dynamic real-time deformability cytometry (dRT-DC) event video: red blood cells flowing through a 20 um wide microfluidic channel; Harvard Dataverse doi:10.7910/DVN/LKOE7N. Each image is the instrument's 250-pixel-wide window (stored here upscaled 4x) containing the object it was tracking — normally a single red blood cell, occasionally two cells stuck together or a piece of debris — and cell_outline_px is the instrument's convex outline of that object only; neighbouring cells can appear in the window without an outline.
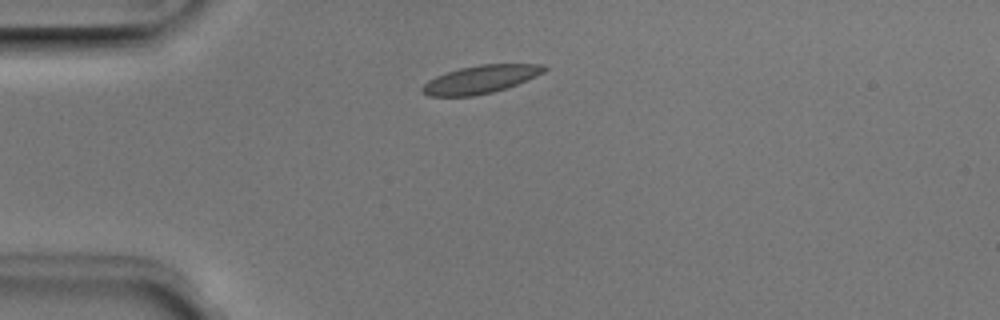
{"species": "Egyptian fruit bat (a non-hibernating species)", "species_latin": "Rousettus aegyptiacus", "temperature_condition": "room temperature", "stored_images_in_passage": 39, "camera_frame_rate_fps": 3000, "um_per_image_px": 0.085, "animal": {"sex": "male"}, "frame": {"image": 1, "passage_image": 1, "time_ms": 0.0, "image_size_px": [1000, 320], "cell_outline_px": [[548, 68], [544, 72], [536, 76], [516, 84], [492, 92], [472, 96], [428, 96], [420, 92], [420, 88], [428, 80], [436, 76], [460, 68], [480, 64], [544, 64]], "centroid_in_image_um": [40.82, 6.74], "position_along_channel_um": 44.2, "area_um2": 19.77}}
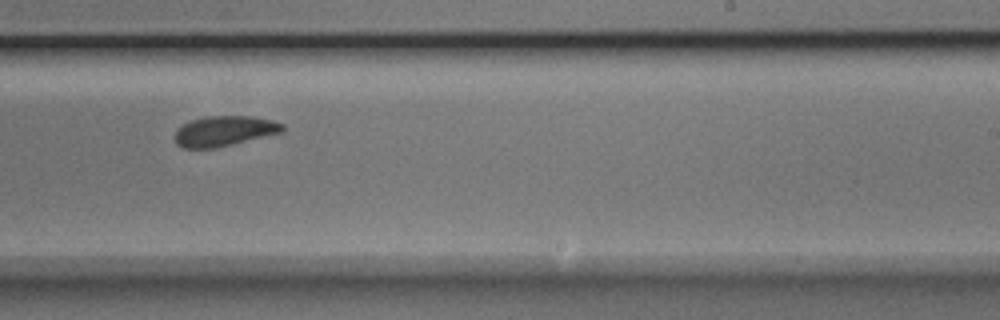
{"frame": {"image": 2, "passage_image": 20, "time_ms": 6.333, "image_size_px": [1000, 320], "cell_outline_px": [[284, 132], [232, 144], [212, 148], [184, 148], [176, 144], [176, 132], [184, 124], [192, 120], [208, 116], [252, 116], [272, 120], [284, 124]], "centroid_in_image_um": [19.12, 11.13], "position_along_channel_um": 269.9, "area_um2": 18.73}}
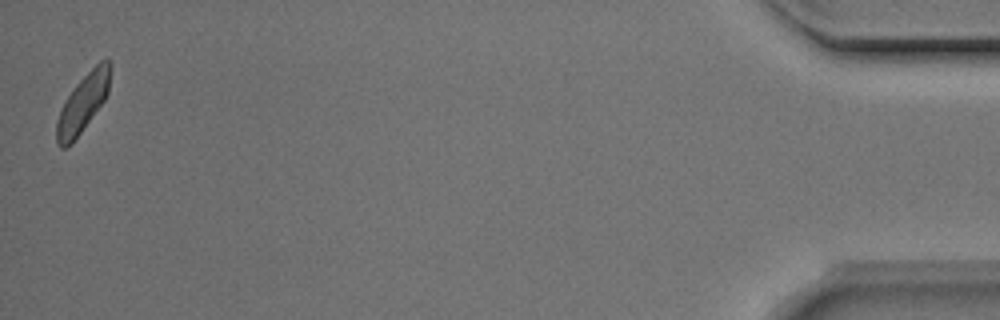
{"frame": {"image": 3, "passage_image": 39, "time_ms": 12.667, "image_size_px": [1000, 320], "cell_outline_px": [[108, 92], [104, 100], [72, 144], [64, 148], [60, 148], [56, 144], [56, 120], [68, 96], [76, 84], [100, 60], [108, 60]], "centroid_in_image_um": [6.98, 8.86], "position_along_channel_um": 428.2, "area_um2": 17.4}, "authors_computed_cell_mechanics": {"area_um2": 19.2474, "velocity_mm_per_s": 3.9379, "shape_relaxation_time_tau1_ms": 2.7233, "shape_relaxation_time_tau2_ms": null, "deformation_change_tau1": 0.1126, "deformation_change_tau2": null}}